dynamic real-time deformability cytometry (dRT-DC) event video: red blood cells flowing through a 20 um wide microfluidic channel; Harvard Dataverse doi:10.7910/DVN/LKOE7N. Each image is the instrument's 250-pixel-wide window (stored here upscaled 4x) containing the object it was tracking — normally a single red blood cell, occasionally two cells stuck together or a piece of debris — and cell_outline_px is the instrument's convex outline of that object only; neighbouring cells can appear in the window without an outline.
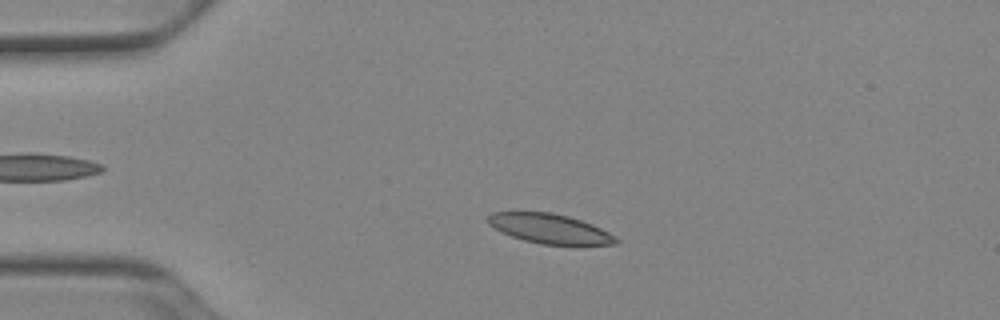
{"species": "Egyptian fruit bat (a non-hibernating species)", "species_latin": "Rousettus aegyptiacus", "temperature_condition": "cold", "stored_images_in_passage": 50, "camera_frame_rate_fps": 3000, "um_per_image_px": 0.085, "animal": {"sex": "female"}, "frame": {"image": 1, "passage_image": 10, "time_ms": 3.0, "image_size_px": [1000, 320], "cell_outline_px": [[620, 240], [616, 244], [540, 244], [524, 240], [500, 232], [488, 224], [488, 216], [492, 212], [552, 212], [568, 216], [592, 224], [616, 236]], "centroid_in_image_um": [46.71, 19.43], "position_along_channel_um": 38.3, "area_um2": 21.91}}
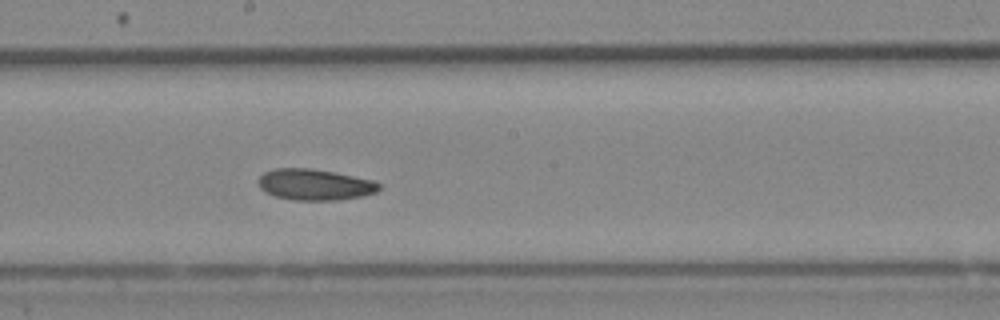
{"frame": {"image": 2, "passage_image": 27, "time_ms": 8.667, "image_size_px": [1000, 320], "cell_outline_px": [[380, 188], [376, 192], [364, 196], [336, 200], [296, 200], [276, 196], [264, 192], [260, 188], [256, 180], [264, 172], [276, 168], [312, 168], [336, 172], [372, 180], [380, 184]], "centroid_in_image_um": [26.74, 15.68], "position_along_channel_um": 221.5, "area_um2": 22.02}}
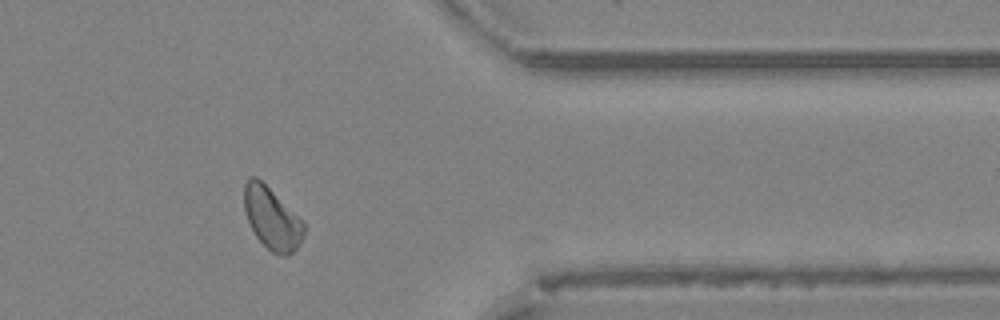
{"frame": {"image": 3, "passage_image": 41, "time_ms": 13.333, "image_size_px": [1000, 320], "cell_outline_px": [[304, 236], [300, 244], [288, 256], [280, 256], [272, 252], [256, 236], [248, 220], [244, 208], [244, 184], [248, 176], [256, 176], [304, 224]], "centroid_in_image_um": [23.08, 18.59], "position_along_channel_um": 388.3, "area_um2": 20.92}}